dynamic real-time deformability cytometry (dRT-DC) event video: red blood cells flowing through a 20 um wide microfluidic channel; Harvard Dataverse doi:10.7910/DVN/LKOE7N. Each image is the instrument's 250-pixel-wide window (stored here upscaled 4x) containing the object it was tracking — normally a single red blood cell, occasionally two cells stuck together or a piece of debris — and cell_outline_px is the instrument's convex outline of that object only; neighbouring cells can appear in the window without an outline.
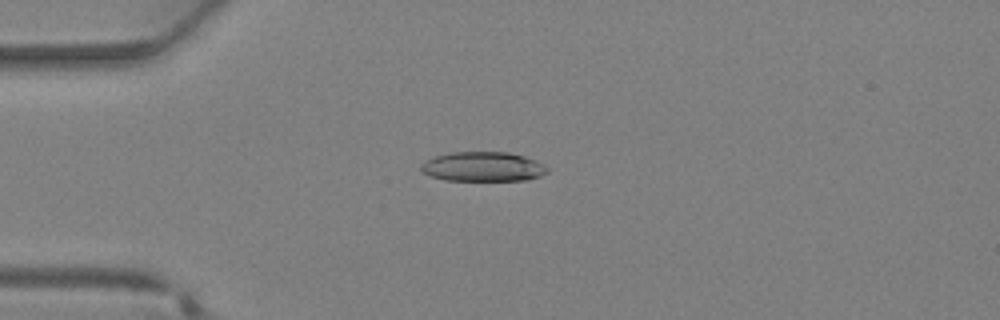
{"species": "Egyptian fruit bat (a non-hibernating species)", "species_latin": "Rousettus aegyptiacus", "temperature_condition": "warm", "stored_images_in_passage": 35, "camera_frame_rate_fps": 3000, "um_per_image_px": 0.085, "animal": {"sex": "female"}, "frame": {"image": 1, "passage_image": 8, "time_ms": 2.333, "image_size_px": [1000, 320], "cell_outline_px": [[548, 172], [540, 176], [528, 180], [444, 180], [432, 176], [424, 172], [420, 168], [420, 164], [424, 160], [436, 156], [452, 152], [508, 152], [524, 156], [536, 160], [544, 164], [548, 168]], "centroid_in_image_um": [41.07, 14.16], "position_along_channel_um": 43.9, "area_um2": 21.79}}
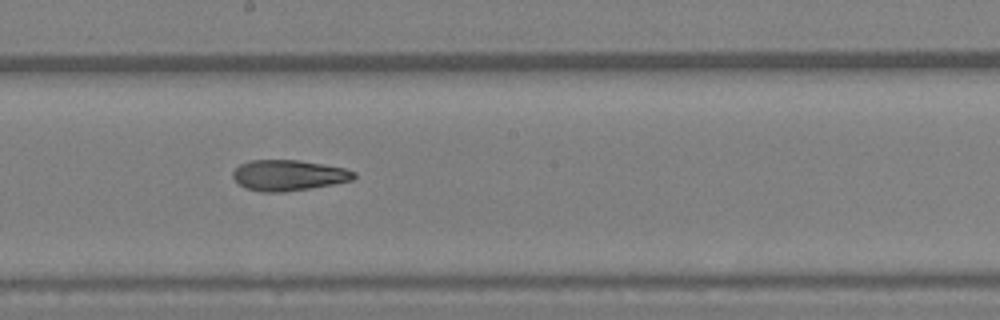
{"frame": {"image": 2, "passage_image": 19, "time_ms": 6.0, "image_size_px": [1000, 320], "cell_outline_px": [[356, 176], [352, 180], [332, 184], [284, 192], [260, 192], [244, 188], [232, 176], [232, 172], [240, 164], [248, 160], [300, 160], [344, 168], [356, 172]], "centroid_in_image_um": [24.49, 14.89], "position_along_channel_um": 223.7, "area_um2": 21.62}}
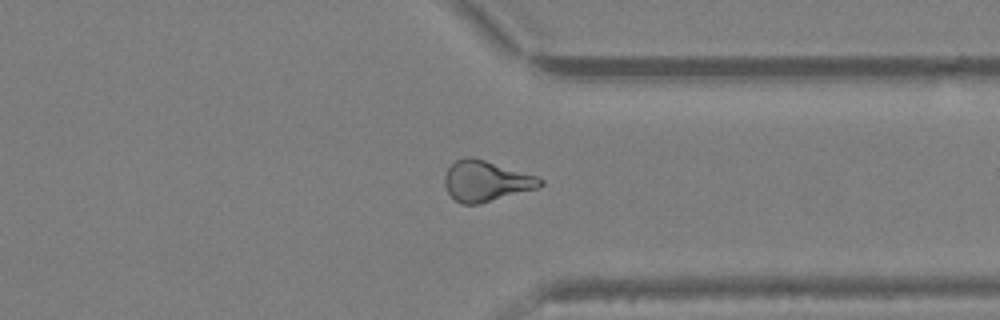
{"frame": {"image": 3, "passage_image": 27, "time_ms": 8.667, "image_size_px": [1000, 320], "cell_outline_px": [[544, 184], [536, 188], [480, 204], [464, 204], [456, 200], [448, 192], [444, 184], [444, 176], [448, 168], [456, 160], [464, 156], [472, 156], [536, 176], [544, 180]], "centroid_in_image_um": [41.29, 15.38], "position_along_channel_um": 370.1, "area_um2": 22.43}}